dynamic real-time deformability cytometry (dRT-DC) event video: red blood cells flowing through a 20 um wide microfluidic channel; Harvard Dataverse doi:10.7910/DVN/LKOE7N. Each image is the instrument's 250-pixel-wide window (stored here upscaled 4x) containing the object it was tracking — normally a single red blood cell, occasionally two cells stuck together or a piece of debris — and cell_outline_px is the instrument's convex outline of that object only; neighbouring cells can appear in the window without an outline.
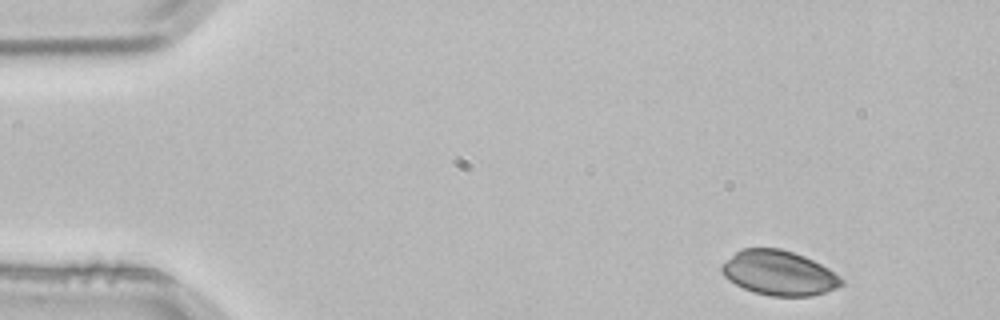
{"species": "common noctule bat (a hibernating species)", "species_latin": "Nyctalus noctula", "temperature_condition": "room temperature", "stored_images_in_passage": 3, "camera_frame_rate_fps": 3000, "um_per_image_px": 0.085, "animal": {"sex": "male", "body_mass_g": 21.5, "forearm_length_mm": 52.0}, "frame": {"image": 1, "passage_image": 1, "time_ms": 0.0, "image_size_px": [1000, 320], "cell_outline_px": [[844, 284], [836, 288], [812, 296], [772, 296], [752, 292], [728, 280], [720, 272], [720, 264], [740, 248], [780, 248], [804, 256], [828, 268], [840, 276], [844, 280]], "centroid_in_image_um": [66.18, 23.2], "position_along_channel_um": 18.8, "area_um2": 31.33}}
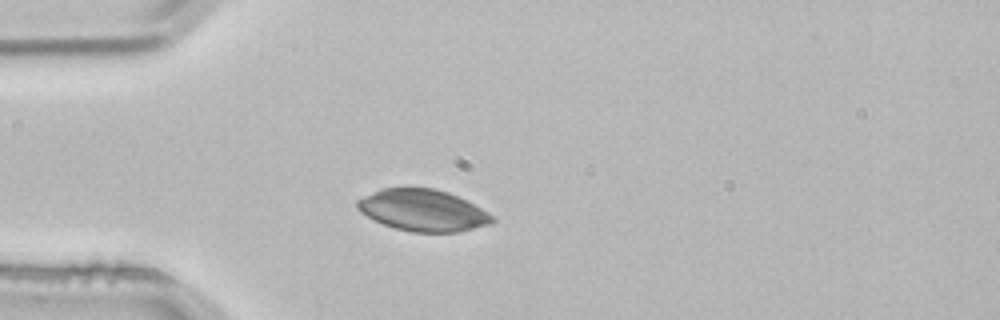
{"frame": {"image": 2, "passage_image": 3, "time_ms": 0.667, "image_size_px": [1000, 320], "cell_outline_px": [[496, 220], [492, 224], [460, 232], [412, 232], [396, 228], [384, 224], [360, 212], [356, 208], [356, 200], [380, 188], [436, 188], [448, 192], [488, 212]], "centroid_in_image_um": [35.94, 17.88], "position_along_channel_um": 49.1, "area_um2": 32.6}}